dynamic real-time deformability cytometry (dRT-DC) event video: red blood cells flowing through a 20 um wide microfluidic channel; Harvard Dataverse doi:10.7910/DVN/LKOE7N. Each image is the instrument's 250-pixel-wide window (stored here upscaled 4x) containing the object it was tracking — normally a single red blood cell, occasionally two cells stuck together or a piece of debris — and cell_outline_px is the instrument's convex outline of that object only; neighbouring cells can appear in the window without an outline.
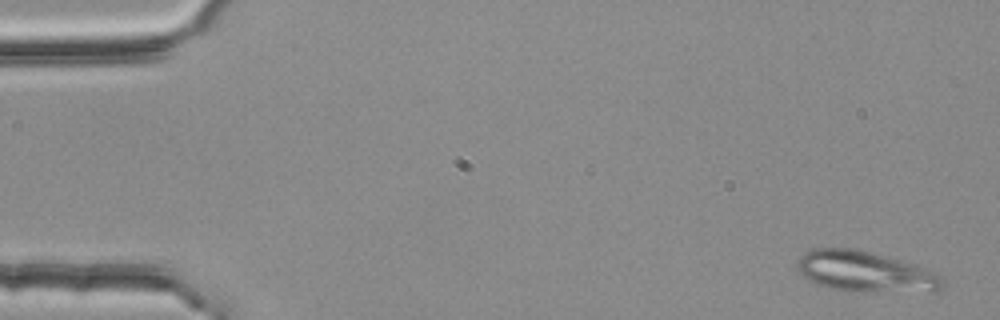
{"species": "common noctule bat (a hibernating species)", "species_latin": "Nyctalus noctula", "temperature_condition": "room temperature", "stored_images_in_passage": 4, "camera_frame_rate_fps": 3000, "um_per_image_px": 0.085, "animal": {"sex": "female", "body_mass_g": 25.1}, "frame": {"image": 1, "passage_image": 1, "time_ms": 0.0, "image_size_px": [1000, 320], "cell_outline_px": [[944, 284], [936, 292], [872, 292], [828, 288], [808, 280], [796, 268], [796, 264], [800, 256], [804, 252], [812, 248], [856, 248], [916, 264], [936, 272], [944, 280]], "centroid_in_image_um": [73.58, 23.09], "position_along_channel_um": 11.4, "area_um2": 34.85}}